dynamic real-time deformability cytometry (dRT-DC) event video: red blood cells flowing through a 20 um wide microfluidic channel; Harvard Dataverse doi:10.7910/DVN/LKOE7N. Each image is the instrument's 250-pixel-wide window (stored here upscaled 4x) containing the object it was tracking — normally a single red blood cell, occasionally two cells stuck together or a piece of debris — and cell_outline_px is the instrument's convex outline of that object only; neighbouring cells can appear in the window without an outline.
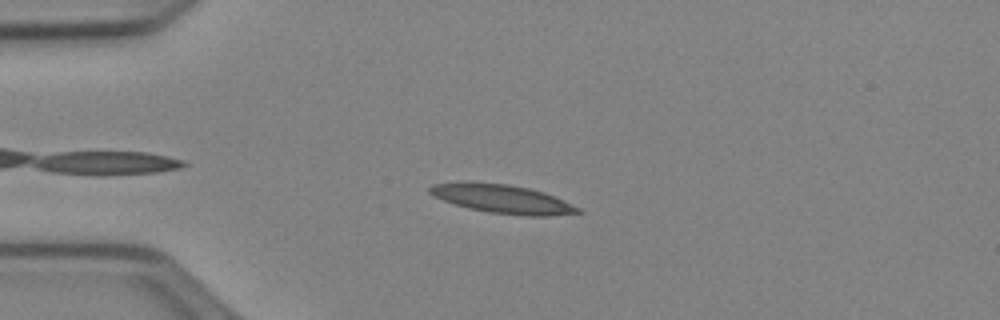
{"species": "Egyptian fruit bat (a non-hibernating species)", "species_latin": "Rousettus aegyptiacus", "temperature_condition": "cold", "stored_images_in_passage": 46, "camera_frame_rate_fps": 3000, "um_per_image_px": 0.085, "animal": {"sex": "female"}, "frame": {"image": 1, "passage_image": 7, "time_ms": 2.0, "image_size_px": [1000, 320], "cell_outline_px": [[584, 212], [548, 216], [524, 216], [488, 212], [468, 208], [444, 200], [428, 192], [428, 188], [432, 184], [464, 180], [468, 180], [508, 184], [528, 188], [544, 192], [580, 208]], "centroid_in_image_um": [42.66, 16.89], "position_along_channel_um": 42.3, "area_um2": 24.97}}
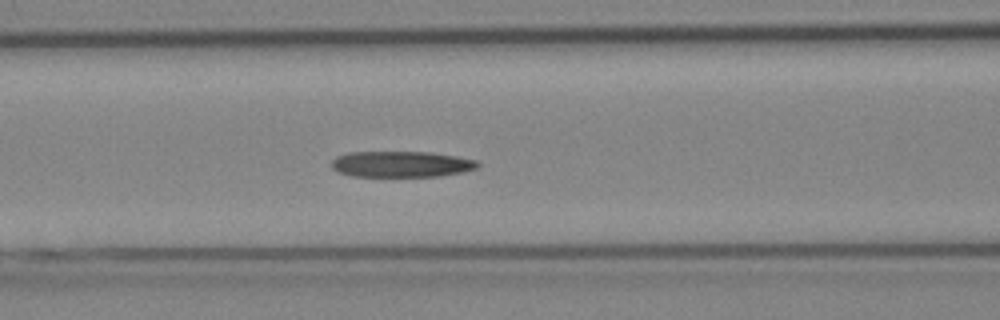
{"frame": {"image": 2, "passage_image": 16, "time_ms": 5.0, "image_size_px": [1000, 320], "cell_outline_px": [[480, 164], [476, 168], [464, 172], [440, 176], [352, 176], [340, 172], [332, 168], [332, 160], [336, 156], [348, 152], [432, 152], [456, 156], [476, 160]], "centroid_in_image_um": [34.12, 13.95], "position_along_channel_um": 132.5, "area_um2": 22.14}}
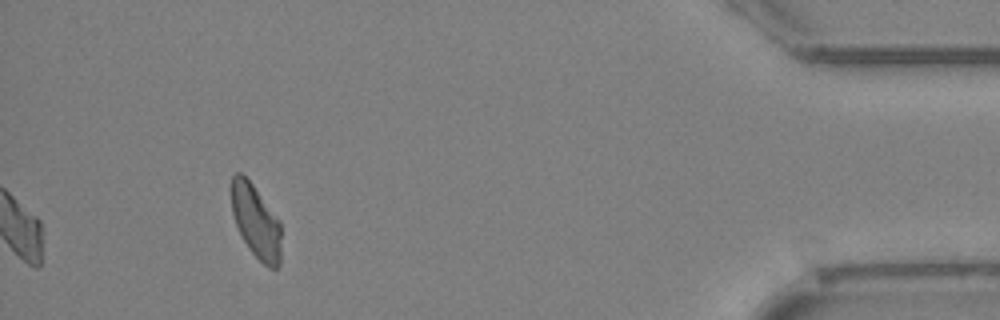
{"frame": {"image": 3, "passage_image": 42, "time_ms": 13.667, "image_size_px": [1000, 320], "cell_outline_px": [[280, 264], [276, 268], [268, 268], [248, 248], [240, 236], [232, 212], [232, 176], [236, 172], [240, 172], [252, 184], [280, 220]], "centroid_in_image_um": [21.75, 18.84], "position_along_channel_um": 413.4, "area_um2": 21.1}, "authors_computed_cell_mechanics": {"area_um2": 22.6576, "velocity_mm_per_s": 3.9302, "shape_relaxation_time_tau1_ms": null, "shape_relaxation_time_tau2_ms": 10.2647, "deformation_change_tau1": null, "deformation_change_tau2": 0.2225}}